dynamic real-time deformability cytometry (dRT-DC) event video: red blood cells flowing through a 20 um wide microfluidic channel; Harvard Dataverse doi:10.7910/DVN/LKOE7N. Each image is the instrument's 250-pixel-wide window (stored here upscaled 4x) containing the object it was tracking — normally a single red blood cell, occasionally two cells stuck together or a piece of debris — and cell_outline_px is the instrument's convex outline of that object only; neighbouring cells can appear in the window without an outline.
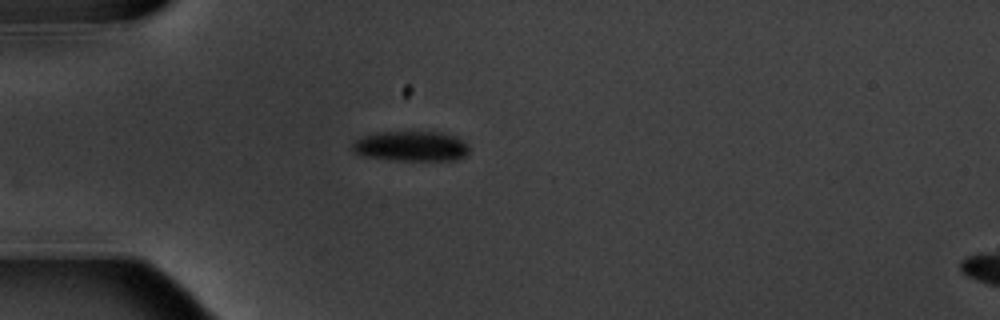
{"species": "common noctule bat (a hibernating species)", "species_latin": "Nyctalus noctula", "temperature_condition": "warm", "stored_images_in_passage": 4, "camera_frame_rate_fps": 3000, "um_per_image_px": 0.085, "animal": {"sex": "male", "body_mass_g": 20.1, "forearm_length_mm": 53.5}, "frame": {"image": 1, "passage_image": 4, "time_ms": 4.333, "image_size_px": [1000, 320], "cell_outline_px": [[468, 152], [464, 156], [456, 160], [396, 160], [364, 156], [356, 152], [352, 148], [352, 144], [356, 140], [364, 136], [376, 132], [440, 132], [456, 136], [468, 144]], "centroid_in_image_um": [34.97, 12.42], "position_along_channel_um": 50.0, "area_um2": 20.35}}